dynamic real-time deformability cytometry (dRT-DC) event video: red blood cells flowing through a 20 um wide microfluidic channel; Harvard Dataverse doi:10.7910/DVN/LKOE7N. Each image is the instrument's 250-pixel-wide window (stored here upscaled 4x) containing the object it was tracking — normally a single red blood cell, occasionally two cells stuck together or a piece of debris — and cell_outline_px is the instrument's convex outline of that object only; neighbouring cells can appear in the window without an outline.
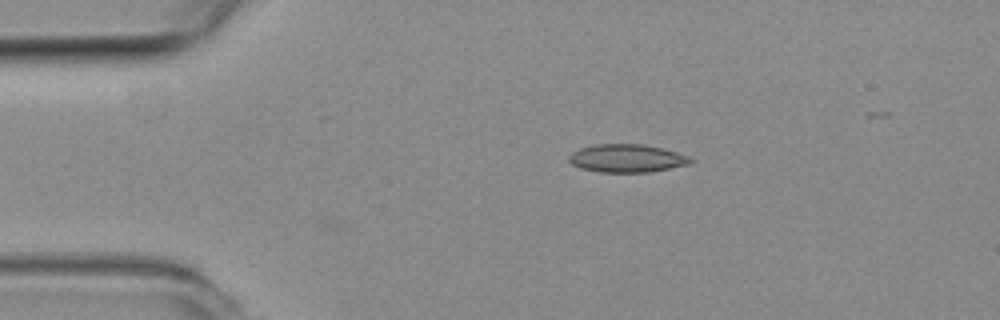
{"species": "common noctule bat (a hibernating species)", "species_latin": "Nyctalus noctula", "temperature_condition": "room temperature", "stored_images_in_passage": 10, "camera_frame_rate_fps": 3000, "um_per_image_px": 0.085, "animal": {"sex": "female", "body_mass_g": 19.3, "forearm_length_mm": 54.1}, "frame": {"image": 1, "passage_image": 10, "time_ms": 3.0, "image_size_px": [1000, 320], "cell_outline_px": [[696, 160], [692, 164], [648, 172], [600, 172], [580, 168], [572, 164], [568, 160], [568, 156], [572, 152], [580, 148], [596, 144], [644, 144], [676, 152], [688, 156]], "centroid_in_image_um": [53.29, 13.46], "position_along_channel_um": 31.7, "area_um2": 19.94}}